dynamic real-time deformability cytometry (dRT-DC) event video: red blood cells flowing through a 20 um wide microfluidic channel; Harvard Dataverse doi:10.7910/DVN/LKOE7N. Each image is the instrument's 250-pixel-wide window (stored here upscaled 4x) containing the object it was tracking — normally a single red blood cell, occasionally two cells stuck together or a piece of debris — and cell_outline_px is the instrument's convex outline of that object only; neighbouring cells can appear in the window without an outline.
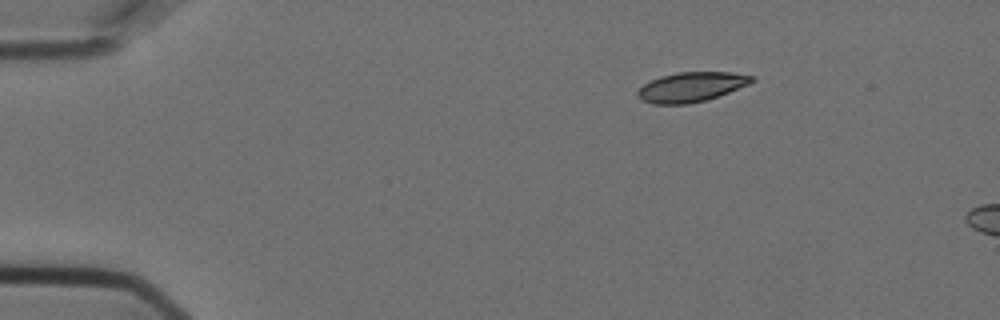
{"species": "Egyptian fruit bat (a non-hibernating species)", "species_latin": "Rousettus aegyptiacus", "temperature_condition": "cold", "stored_images_in_passage": 6, "camera_frame_rate_fps": 3000, "um_per_image_px": 0.085, "animal": {"sex": "female"}, "frame": {"image": 1, "passage_image": 1, "time_ms": 0.0, "image_size_px": [1000, 320], "cell_outline_px": [[756, 80], [748, 84], [728, 92], [704, 100], [688, 104], [652, 104], [636, 96], [636, 92], [644, 84], [660, 76], [676, 72], [732, 72], [756, 76]], "centroid_in_image_um": [58.76, 7.38], "position_along_channel_um": 26.2, "area_um2": 19.65}}